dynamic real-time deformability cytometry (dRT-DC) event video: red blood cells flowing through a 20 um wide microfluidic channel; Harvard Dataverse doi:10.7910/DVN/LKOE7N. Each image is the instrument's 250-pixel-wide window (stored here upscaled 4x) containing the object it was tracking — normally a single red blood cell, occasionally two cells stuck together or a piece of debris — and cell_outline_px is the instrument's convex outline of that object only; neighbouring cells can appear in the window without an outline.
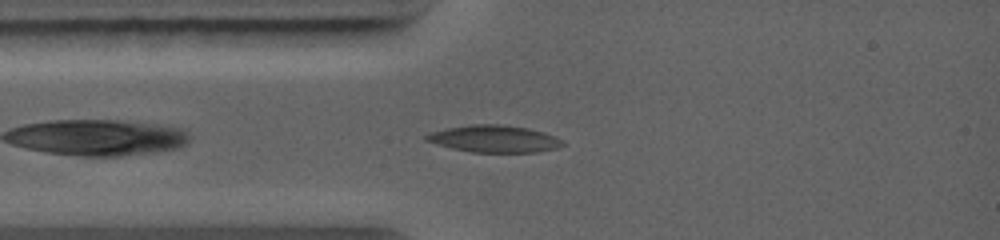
{"species": "common noctule bat (a hibernating species)", "species_latin": "Nyctalus noctula", "temperature_condition": "warm", "stored_images_in_passage": 4, "camera_frame_rate_fps": 5000, "um_per_image_px": 0.085, "animal": {"sex": "female", "body_mass_g": 19.0, "forearm_length_mm": 56.7}, "frame": {"image": 1, "passage_image": 4, "time_ms": 0.8, "image_size_px": [1000, 240], "cell_outline_px": [[564, 144], [556, 148], [536, 152], [472, 152], [452, 148], [436, 144], [424, 140], [424, 136], [428, 132], [448, 128], [472, 124], [500, 124], [528, 128], [544, 132], [556, 136], [564, 140]], "centroid_in_image_um": [42.0, 11.79], "position_along_channel_um": 43.0, "area_um2": 21.56}}